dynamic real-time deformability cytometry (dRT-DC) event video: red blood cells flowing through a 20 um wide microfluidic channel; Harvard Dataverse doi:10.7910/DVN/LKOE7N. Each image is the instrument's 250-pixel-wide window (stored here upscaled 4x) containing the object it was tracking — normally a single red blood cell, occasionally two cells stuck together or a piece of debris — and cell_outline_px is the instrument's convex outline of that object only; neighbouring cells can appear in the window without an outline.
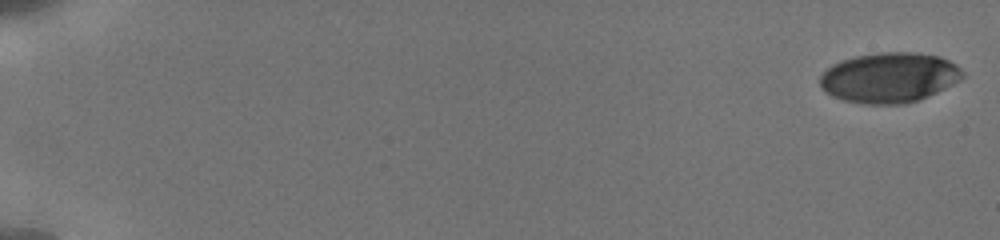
{"species": "human", "species_latin": "Homo sapiens", "temperature_condition": "cold", "stored_images_in_passage": 11, "camera_frame_rate_fps": 3000, "um_per_image_px": 0.085, "donor": {"sex": "male"}, "frame": {"image": 1, "passage_image": 1, "time_ms": 0.0, "image_size_px": [1000, 240], "cell_outline_px": [[964, 76], [960, 80], [936, 92], [916, 100], [904, 104], [868, 104], [844, 100], [828, 92], [820, 84], [820, 76], [832, 64], [840, 60], [856, 56], [880, 52], [916, 52], [940, 56], [956, 64], [964, 72]], "centroid_in_image_um": [75.62, 6.57], "position_along_channel_um": 9.4, "area_um2": 41.33}}
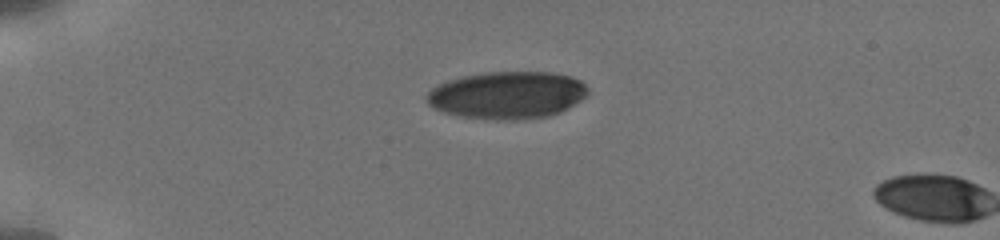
{"frame": {"image": 2, "passage_image": 10, "time_ms": 4.667, "image_size_px": [1000, 240], "cell_outline_px": [[588, 92], [580, 100], [560, 112], [548, 116], [520, 120], [496, 120], [460, 116], [444, 112], [428, 104], [428, 92], [432, 88], [448, 80], [464, 76], [484, 72], [552, 72], [568, 76], [580, 80], [584, 84]], "centroid_in_image_um": [43.12, 8.09], "position_along_channel_um": 41.9, "area_um2": 44.16}}